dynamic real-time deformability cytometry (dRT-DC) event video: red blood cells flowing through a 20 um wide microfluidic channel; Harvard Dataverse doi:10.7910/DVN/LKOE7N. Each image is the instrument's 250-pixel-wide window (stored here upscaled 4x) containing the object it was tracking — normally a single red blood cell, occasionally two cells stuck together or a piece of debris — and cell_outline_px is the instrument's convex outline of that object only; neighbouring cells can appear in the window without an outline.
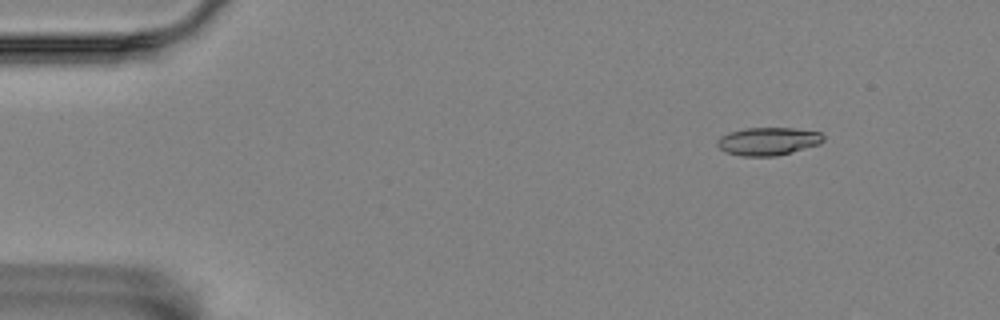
{"species": "Egyptian fruit bat (a non-hibernating species)", "species_latin": "Rousettus aegyptiacus", "temperature_condition": "room temperature", "stored_images_in_passage": 51, "camera_frame_rate_fps": 3000, "um_per_image_px": 0.085, "animal": {"sex": "female"}, "frame": {"image": 1, "passage_image": 1, "time_ms": 0.0, "image_size_px": [1000, 320], "cell_outline_px": [[824, 140], [820, 144], [792, 152], [776, 156], [744, 156], [724, 152], [716, 144], [720, 136], [728, 132], [744, 128], [796, 128], [820, 132], [824, 136]], "centroid_in_image_um": [65.29, 12.0], "position_along_channel_um": 19.7, "area_um2": 17.4}}
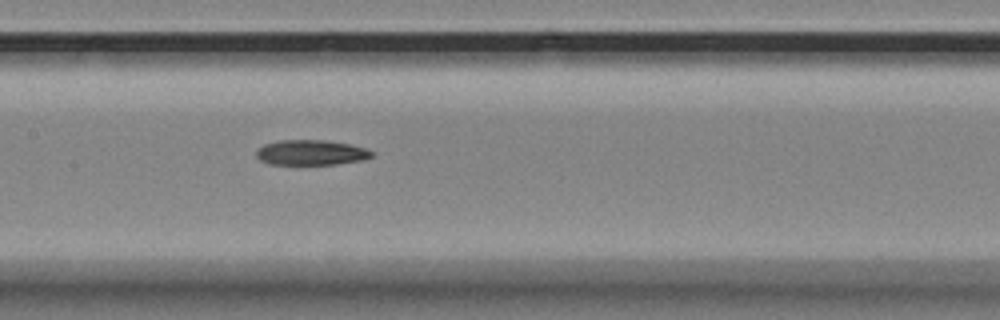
{"frame": {"image": 2, "passage_image": 22, "time_ms": 7.0, "image_size_px": [1000, 320], "cell_outline_px": [[372, 156], [364, 160], [336, 164], [268, 164], [260, 160], [256, 156], [256, 152], [264, 144], [276, 140], [324, 140], [348, 144], [364, 148], [372, 152]], "centroid_in_image_um": [26.4, 12.97], "position_along_channel_um": 181.0, "area_um2": 16.82}}
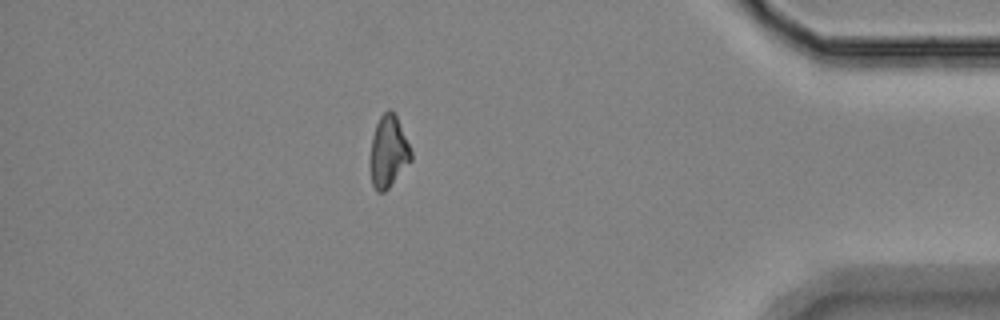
{"frame": {"image": 3, "passage_image": 44, "time_ms": 14.333, "image_size_px": [1000, 320], "cell_outline_px": [[412, 160], [388, 188], [384, 192], [376, 192], [372, 184], [368, 164], [368, 160], [372, 136], [376, 124], [380, 116], [388, 108], [392, 108], [396, 116], [412, 152]], "centroid_in_image_um": [32.97, 12.9], "position_along_channel_um": 402.2, "area_um2": 17.4}}